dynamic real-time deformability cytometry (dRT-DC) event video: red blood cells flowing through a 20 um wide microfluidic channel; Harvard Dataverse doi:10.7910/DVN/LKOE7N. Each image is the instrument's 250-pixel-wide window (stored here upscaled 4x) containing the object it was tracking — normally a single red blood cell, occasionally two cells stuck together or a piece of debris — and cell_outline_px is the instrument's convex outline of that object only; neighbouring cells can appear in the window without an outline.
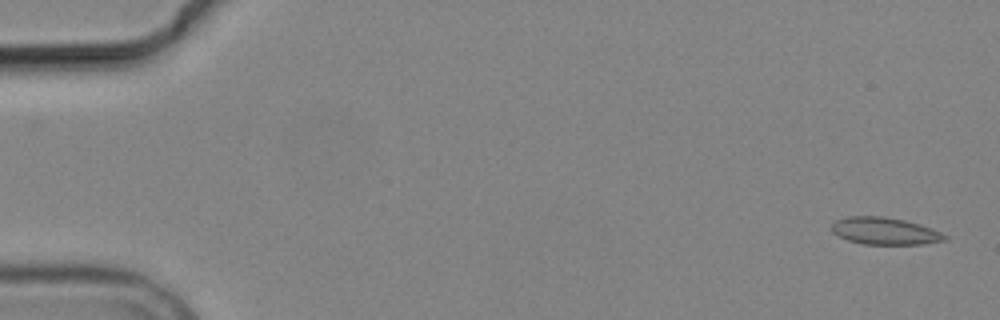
{"species": "common noctule bat (a hibernating species)", "species_latin": "Nyctalus noctula", "temperature_condition": "cold", "stored_images_in_passage": 4, "camera_frame_rate_fps": 3000, "um_per_image_px": 0.085, "animal": {"sex": "male", "body_mass_g": 19.2, "forearm_length_mm": 51.8}, "frame": {"image": 1, "passage_image": 1, "time_ms": 0.0, "image_size_px": [1000, 320], "cell_outline_px": [[948, 240], [924, 244], [864, 244], [848, 240], [832, 232], [832, 224], [836, 220], [848, 216], [884, 216], [904, 220], [920, 224], [940, 232], [948, 236]], "centroid_in_image_um": [75.23, 19.63], "position_along_channel_um": 9.8, "area_um2": 17.86}}
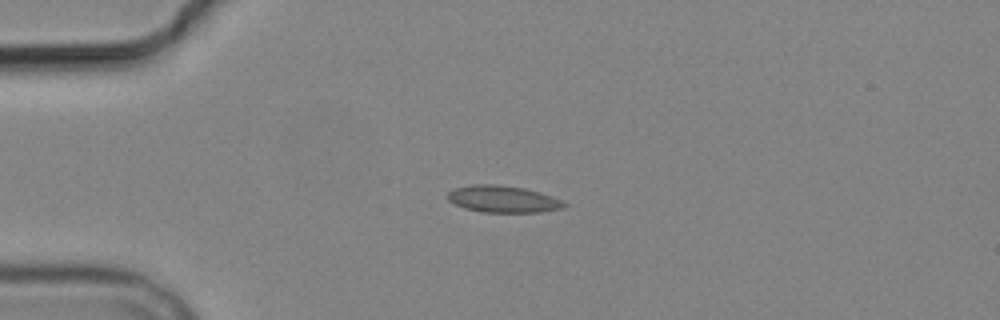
{"frame": {"image": 2, "passage_image": 4, "time_ms": 4.0, "image_size_px": [1000, 320], "cell_outline_px": [[568, 204], [560, 208], [540, 212], [484, 212], [464, 208], [448, 200], [448, 192], [456, 188], [472, 184], [496, 184], [524, 188], [540, 192], [552, 196]], "centroid_in_image_um": [42.74, 16.91], "position_along_channel_um": 42.3, "area_um2": 18.03}}